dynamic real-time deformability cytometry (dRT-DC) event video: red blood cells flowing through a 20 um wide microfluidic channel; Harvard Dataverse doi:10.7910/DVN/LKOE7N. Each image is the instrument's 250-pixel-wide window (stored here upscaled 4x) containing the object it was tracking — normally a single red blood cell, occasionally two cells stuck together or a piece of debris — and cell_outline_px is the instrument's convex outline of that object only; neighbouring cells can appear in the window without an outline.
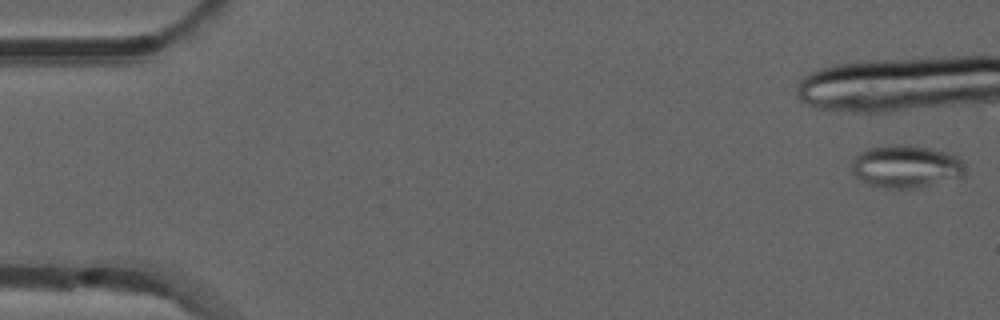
{"species": "common noctule bat (a hibernating species)", "species_latin": "Nyctalus noctula", "temperature_condition": "room temperature", "stored_images_in_passage": 5, "camera_frame_rate_fps": 3000, "um_per_image_px": 0.085, "animal": {"sex": "male", "forearm_length_mm": 52.5}, "frame": {"image": 1, "passage_image": 1, "time_ms": 0.0, "image_size_px": [1000, 320], "cell_outline_px": [[968, 168], [964, 176], [916, 188], [884, 188], [868, 184], [860, 180], [852, 172], [852, 160], [860, 152], [868, 148], [892, 144], [908, 144], [932, 148], [948, 152], [964, 160]], "centroid_in_image_um": [77.05, 14.13], "position_along_channel_um": 7.9, "area_um2": 28.67}}